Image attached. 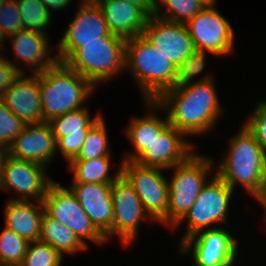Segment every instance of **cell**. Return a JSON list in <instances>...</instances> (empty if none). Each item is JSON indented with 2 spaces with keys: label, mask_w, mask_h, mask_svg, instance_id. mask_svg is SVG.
Segmentation results:
<instances>
[{
  "label": "cell",
  "mask_w": 266,
  "mask_h": 266,
  "mask_svg": "<svg viewBox=\"0 0 266 266\" xmlns=\"http://www.w3.org/2000/svg\"><path fill=\"white\" fill-rule=\"evenodd\" d=\"M213 80L207 74L194 83L172 87L156 100L157 109L164 110L169 124L187 137L211 131L223 114Z\"/></svg>",
  "instance_id": "6da1fadb"
},
{
  "label": "cell",
  "mask_w": 266,
  "mask_h": 266,
  "mask_svg": "<svg viewBox=\"0 0 266 266\" xmlns=\"http://www.w3.org/2000/svg\"><path fill=\"white\" fill-rule=\"evenodd\" d=\"M227 154L217 167L216 174L233 190L240 185L256 197L266 176V154L255 137L241 126L229 139Z\"/></svg>",
  "instance_id": "7a4b0ae2"
},
{
  "label": "cell",
  "mask_w": 266,
  "mask_h": 266,
  "mask_svg": "<svg viewBox=\"0 0 266 266\" xmlns=\"http://www.w3.org/2000/svg\"><path fill=\"white\" fill-rule=\"evenodd\" d=\"M126 70L133 75L138 88L144 94V101H156L165 91L175 87L177 67L143 35L126 41Z\"/></svg>",
  "instance_id": "3957f363"
},
{
  "label": "cell",
  "mask_w": 266,
  "mask_h": 266,
  "mask_svg": "<svg viewBox=\"0 0 266 266\" xmlns=\"http://www.w3.org/2000/svg\"><path fill=\"white\" fill-rule=\"evenodd\" d=\"M41 109L44 120L84 108L94 85L65 63L57 61L39 73Z\"/></svg>",
  "instance_id": "277c9868"
},
{
  "label": "cell",
  "mask_w": 266,
  "mask_h": 266,
  "mask_svg": "<svg viewBox=\"0 0 266 266\" xmlns=\"http://www.w3.org/2000/svg\"><path fill=\"white\" fill-rule=\"evenodd\" d=\"M125 39L102 36V40L83 42L64 63L94 86L124 72Z\"/></svg>",
  "instance_id": "5b68a950"
},
{
  "label": "cell",
  "mask_w": 266,
  "mask_h": 266,
  "mask_svg": "<svg viewBox=\"0 0 266 266\" xmlns=\"http://www.w3.org/2000/svg\"><path fill=\"white\" fill-rule=\"evenodd\" d=\"M211 158L192 154L184 163L175 165L172 178L168 180L169 197L167 226H174L187 214L214 169Z\"/></svg>",
  "instance_id": "8992f818"
},
{
  "label": "cell",
  "mask_w": 266,
  "mask_h": 266,
  "mask_svg": "<svg viewBox=\"0 0 266 266\" xmlns=\"http://www.w3.org/2000/svg\"><path fill=\"white\" fill-rule=\"evenodd\" d=\"M234 190L230 188L217 174L202 188L195 203L191 206L187 214L174 226L182 225L187 221V228L180 243L189 236L206 229L212 228L215 223H227L229 202Z\"/></svg>",
  "instance_id": "52a82bcc"
},
{
  "label": "cell",
  "mask_w": 266,
  "mask_h": 266,
  "mask_svg": "<svg viewBox=\"0 0 266 266\" xmlns=\"http://www.w3.org/2000/svg\"><path fill=\"white\" fill-rule=\"evenodd\" d=\"M164 169L138 165L134 161L121 162V174L132 185L148 215L157 223L167 226L168 179Z\"/></svg>",
  "instance_id": "ba28073f"
},
{
  "label": "cell",
  "mask_w": 266,
  "mask_h": 266,
  "mask_svg": "<svg viewBox=\"0 0 266 266\" xmlns=\"http://www.w3.org/2000/svg\"><path fill=\"white\" fill-rule=\"evenodd\" d=\"M43 204L45 212L50 217L68 227L84 244H88L85 239L97 245L107 243L106 238L92 224L70 189L54 181L44 196Z\"/></svg>",
  "instance_id": "9c48e42d"
},
{
  "label": "cell",
  "mask_w": 266,
  "mask_h": 266,
  "mask_svg": "<svg viewBox=\"0 0 266 266\" xmlns=\"http://www.w3.org/2000/svg\"><path fill=\"white\" fill-rule=\"evenodd\" d=\"M46 166L8 156L5 152L0 158V189L20 194L15 200L43 201L49 186L55 181L49 179Z\"/></svg>",
  "instance_id": "30bf717a"
},
{
  "label": "cell",
  "mask_w": 266,
  "mask_h": 266,
  "mask_svg": "<svg viewBox=\"0 0 266 266\" xmlns=\"http://www.w3.org/2000/svg\"><path fill=\"white\" fill-rule=\"evenodd\" d=\"M237 244L232 233L214 226L183 240L179 243V251L183 254L192 251L195 266H232L237 256Z\"/></svg>",
  "instance_id": "8fae6325"
},
{
  "label": "cell",
  "mask_w": 266,
  "mask_h": 266,
  "mask_svg": "<svg viewBox=\"0 0 266 266\" xmlns=\"http://www.w3.org/2000/svg\"><path fill=\"white\" fill-rule=\"evenodd\" d=\"M216 6V2L206 5L186 26L195 48L208 50L214 56L231 55L235 45L234 30Z\"/></svg>",
  "instance_id": "7c38bea8"
},
{
  "label": "cell",
  "mask_w": 266,
  "mask_h": 266,
  "mask_svg": "<svg viewBox=\"0 0 266 266\" xmlns=\"http://www.w3.org/2000/svg\"><path fill=\"white\" fill-rule=\"evenodd\" d=\"M111 197L114 207L111 239L116 235L123 245L129 246L137 237L140 222L152 218L145 211L132 185L122 174L111 184Z\"/></svg>",
  "instance_id": "4fadbf2b"
},
{
  "label": "cell",
  "mask_w": 266,
  "mask_h": 266,
  "mask_svg": "<svg viewBox=\"0 0 266 266\" xmlns=\"http://www.w3.org/2000/svg\"><path fill=\"white\" fill-rule=\"evenodd\" d=\"M81 2L74 19L56 46L59 62L64 63L83 42L102 40V36H116L111 34L102 11L94 0Z\"/></svg>",
  "instance_id": "5bb4252c"
},
{
  "label": "cell",
  "mask_w": 266,
  "mask_h": 266,
  "mask_svg": "<svg viewBox=\"0 0 266 266\" xmlns=\"http://www.w3.org/2000/svg\"><path fill=\"white\" fill-rule=\"evenodd\" d=\"M142 35L157 51L178 67L195 49L185 23L150 15Z\"/></svg>",
  "instance_id": "9a60e30c"
},
{
  "label": "cell",
  "mask_w": 266,
  "mask_h": 266,
  "mask_svg": "<svg viewBox=\"0 0 266 266\" xmlns=\"http://www.w3.org/2000/svg\"><path fill=\"white\" fill-rule=\"evenodd\" d=\"M101 117L99 113L91 117L84 107L48 121L56 140V151H60L68 163L78 155L90 128Z\"/></svg>",
  "instance_id": "2e32d148"
},
{
  "label": "cell",
  "mask_w": 266,
  "mask_h": 266,
  "mask_svg": "<svg viewBox=\"0 0 266 266\" xmlns=\"http://www.w3.org/2000/svg\"><path fill=\"white\" fill-rule=\"evenodd\" d=\"M186 135L169 125L134 161L138 165L168 170L184 163L195 151Z\"/></svg>",
  "instance_id": "e0dca14e"
},
{
  "label": "cell",
  "mask_w": 266,
  "mask_h": 266,
  "mask_svg": "<svg viewBox=\"0 0 266 266\" xmlns=\"http://www.w3.org/2000/svg\"><path fill=\"white\" fill-rule=\"evenodd\" d=\"M69 189L76 196L95 228L106 238L107 242L111 241L114 216L111 184L72 183Z\"/></svg>",
  "instance_id": "ac0fdd59"
},
{
  "label": "cell",
  "mask_w": 266,
  "mask_h": 266,
  "mask_svg": "<svg viewBox=\"0 0 266 266\" xmlns=\"http://www.w3.org/2000/svg\"><path fill=\"white\" fill-rule=\"evenodd\" d=\"M56 140L48 122L27 124L5 153L18 160L32 161L47 166L56 154Z\"/></svg>",
  "instance_id": "d6986e66"
},
{
  "label": "cell",
  "mask_w": 266,
  "mask_h": 266,
  "mask_svg": "<svg viewBox=\"0 0 266 266\" xmlns=\"http://www.w3.org/2000/svg\"><path fill=\"white\" fill-rule=\"evenodd\" d=\"M7 108L26 124L46 122L41 109L39 73H22L1 97Z\"/></svg>",
  "instance_id": "ffe728a7"
},
{
  "label": "cell",
  "mask_w": 266,
  "mask_h": 266,
  "mask_svg": "<svg viewBox=\"0 0 266 266\" xmlns=\"http://www.w3.org/2000/svg\"><path fill=\"white\" fill-rule=\"evenodd\" d=\"M111 34L125 40L142 35L150 15L140 6L119 0H94Z\"/></svg>",
  "instance_id": "44dd1931"
},
{
  "label": "cell",
  "mask_w": 266,
  "mask_h": 266,
  "mask_svg": "<svg viewBox=\"0 0 266 266\" xmlns=\"http://www.w3.org/2000/svg\"><path fill=\"white\" fill-rule=\"evenodd\" d=\"M7 38H11L17 64L24 62L27 68L31 69L32 74L41 73L58 61L56 55L51 56L53 50L49 48L48 36L45 33L21 30Z\"/></svg>",
  "instance_id": "7402d4cb"
},
{
  "label": "cell",
  "mask_w": 266,
  "mask_h": 266,
  "mask_svg": "<svg viewBox=\"0 0 266 266\" xmlns=\"http://www.w3.org/2000/svg\"><path fill=\"white\" fill-rule=\"evenodd\" d=\"M5 206L4 227L14 231L28 242L38 241L45 212L43 201L35 204L31 200L10 198Z\"/></svg>",
  "instance_id": "603a6c76"
},
{
  "label": "cell",
  "mask_w": 266,
  "mask_h": 266,
  "mask_svg": "<svg viewBox=\"0 0 266 266\" xmlns=\"http://www.w3.org/2000/svg\"><path fill=\"white\" fill-rule=\"evenodd\" d=\"M146 109L149 112L148 115L135 117L126 128V136L130 143L135 148V153H129L123 161H135L146 149L150 143L161 135V133L170 125L168 116L166 119L159 118L156 115L157 102L156 101H145ZM156 109L155 113L153 112ZM153 110V111H152ZM153 112V113H151ZM158 116V117H157Z\"/></svg>",
  "instance_id": "cb8c5ba5"
},
{
  "label": "cell",
  "mask_w": 266,
  "mask_h": 266,
  "mask_svg": "<svg viewBox=\"0 0 266 266\" xmlns=\"http://www.w3.org/2000/svg\"><path fill=\"white\" fill-rule=\"evenodd\" d=\"M39 240L55 248L63 257L64 254L72 255L88 250L77 235L56 219L43 213Z\"/></svg>",
  "instance_id": "d4e9b609"
},
{
  "label": "cell",
  "mask_w": 266,
  "mask_h": 266,
  "mask_svg": "<svg viewBox=\"0 0 266 266\" xmlns=\"http://www.w3.org/2000/svg\"><path fill=\"white\" fill-rule=\"evenodd\" d=\"M111 156L98 157L85 161H70L69 168L74 173L72 183H103L112 184L120 175L119 171L110 176Z\"/></svg>",
  "instance_id": "484cf974"
},
{
  "label": "cell",
  "mask_w": 266,
  "mask_h": 266,
  "mask_svg": "<svg viewBox=\"0 0 266 266\" xmlns=\"http://www.w3.org/2000/svg\"><path fill=\"white\" fill-rule=\"evenodd\" d=\"M155 3L156 17L185 24L206 6L201 0H155ZM162 7L166 12H162Z\"/></svg>",
  "instance_id": "4316f807"
},
{
  "label": "cell",
  "mask_w": 266,
  "mask_h": 266,
  "mask_svg": "<svg viewBox=\"0 0 266 266\" xmlns=\"http://www.w3.org/2000/svg\"><path fill=\"white\" fill-rule=\"evenodd\" d=\"M103 116L90 128L78 155L71 161L92 160L111 155L109 149L107 127Z\"/></svg>",
  "instance_id": "83f0119b"
},
{
  "label": "cell",
  "mask_w": 266,
  "mask_h": 266,
  "mask_svg": "<svg viewBox=\"0 0 266 266\" xmlns=\"http://www.w3.org/2000/svg\"><path fill=\"white\" fill-rule=\"evenodd\" d=\"M23 30L37 31L46 34L51 20L50 11L40 0H16Z\"/></svg>",
  "instance_id": "f1b7e54d"
},
{
  "label": "cell",
  "mask_w": 266,
  "mask_h": 266,
  "mask_svg": "<svg viewBox=\"0 0 266 266\" xmlns=\"http://www.w3.org/2000/svg\"><path fill=\"white\" fill-rule=\"evenodd\" d=\"M29 242L4 227L0 233V262L4 266H19L27 252Z\"/></svg>",
  "instance_id": "f546056e"
},
{
  "label": "cell",
  "mask_w": 266,
  "mask_h": 266,
  "mask_svg": "<svg viewBox=\"0 0 266 266\" xmlns=\"http://www.w3.org/2000/svg\"><path fill=\"white\" fill-rule=\"evenodd\" d=\"M63 256L52 246L40 240L29 242L19 266H61Z\"/></svg>",
  "instance_id": "4dcf8cb0"
},
{
  "label": "cell",
  "mask_w": 266,
  "mask_h": 266,
  "mask_svg": "<svg viewBox=\"0 0 266 266\" xmlns=\"http://www.w3.org/2000/svg\"><path fill=\"white\" fill-rule=\"evenodd\" d=\"M27 124L16 117L0 98V149L5 150L24 131Z\"/></svg>",
  "instance_id": "1f68e13d"
},
{
  "label": "cell",
  "mask_w": 266,
  "mask_h": 266,
  "mask_svg": "<svg viewBox=\"0 0 266 266\" xmlns=\"http://www.w3.org/2000/svg\"><path fill=\"white\" fill-rule=\"evenodd\" d=\"M206 51L195 48L194 51L177 67L175 87L196 82L195 77L203 72L206 64Z\"/></svg>",
  "instance_id": "d6a6232c"
},
{
  "label": "cell",
  "mask_w": 266,
  "mask_h": 266,
  "mask_svg": "<svg viewBox=\"0 0 266 266\" xmlns=\"http://www.w3.org/2000/svg\"><path fill=\"white\" fill-rule=\"evenodd\" d=\"M16 0H6L0 9V46L5 38L23 30Z\"/></svg>",
  "instance_id": "836d02e7"
},
{
  "label": "cell",
  "mask_w": 266,
  "mask_h": 266,
  "mask_svg": "<svg viewBox=\"0 0 266 266\" xmlns=\"http://www.w3.org/2000/svg\"><path fill=\"white\" fill-rule=\"evenodd\" d=\"M258 102L252 116L248 117L243 125L263 147L266 154V100Z\"/></svg>",
  "instance_id": "e575fe53"
},
{
  "label": "cell",
  "mask_w": 266,
  "mask_h": 266,
  "mask_svg": "<svg viewBox=\"0 0 266 266\" xmlns=\"http://www.w3.org/2000/svg\"><path fill=\"white\" fill-rule=\"evenodd\" d=\"M25 73L20 67L8 58L0 54V98L5 94V91L10 88L15 81Z\"/></svg>",
  "instance_id": "d590c367"
},
{
  "label": "cell",
  "mask_w": 266,
  "mask_h": 266,
  "mask_svg": "<svg viewBox=\"0 0 266 266\" xmlns=\"http://www.w3.org/2000/svg\"><path fill=\"white\" fill-rule=\"evenodd\" d=\"M142 7L149 15H154L155 0H119Z\"/></svg>",
  "instance_id": "8d00e7d4"
},
{
  "label": "cell",
  "mask_w": 266,
  "mask_h": 266,
  "mask_svg": "<svg viewBox=\"0 0 266 266\" xmlns=\"http://www.w3.org/2000/svg\"><path fill=\"white\" fill-rule=\"evenodd\" d=\"M40 2L45 5V7L51 12L53 11L52 9L55 10H61L65 9L70 2L72 3L71 0H40Z\"/></svg>",
  "instance_id": "74e56055"
},
{
  "label": "cell",
  "mask_w": 266,
  "mask_h": 266,
  "mask_svg": "<svg viewBox=\"0 0 266 266\" xmlns=\"http://www.w3.org/2000/svg\"><path fill=\"white\" fill-rule=\"evenodd\" d=\"M256 200L259 201V203H261V205L264 207V222H266V176L261 188L260 193L255 197Z\"/></svg>",
  "instance_id": "f35d334b"
},
{
  "label": "cell",
  "mask_w": 266,
  "mask_h": 266,
  "mask_svg": "<svg viewBox=\"0 0 266 266\" xmlns=\"http://www.w3.org/2000/svg\"><path fill=\"white\" fill-rule=\"evenodd\" d=\"M205 5H209V4H212V3H215L216 0H201Z\"/></svg>",
  "instance_id": "ab89813d"
},
{
  "label": "cell",
  "mask_w": 266,
  "mask_h": 266,
  "mask_svg": "<svg viewBox=\"0 0 266 266\" xmlns=\"http://www.w3.org/2000/svg\"><path fill=\"white\" fill-rule=\"evenodd\" d=\"M5 1H6V0H0V9L2 8L3 3H4Z\"/></svg>",
  "instance_id": "60d3db41"
},
{
  "label": "cell",
  "mask_w": 266,
  "mask_h": 266,
  "mask_svg": "<svg viewBox=\"0 0 266 266\" xmlns=\"http://www.w3.org/2000/svg\"><path fill=\"white\" fill-rule=\"evenodd\" d=\"M2 153H3V151L0 149V158H1Z\"/></svg>",
  "instance_id": "b9f144b4"
}]
</instances>
